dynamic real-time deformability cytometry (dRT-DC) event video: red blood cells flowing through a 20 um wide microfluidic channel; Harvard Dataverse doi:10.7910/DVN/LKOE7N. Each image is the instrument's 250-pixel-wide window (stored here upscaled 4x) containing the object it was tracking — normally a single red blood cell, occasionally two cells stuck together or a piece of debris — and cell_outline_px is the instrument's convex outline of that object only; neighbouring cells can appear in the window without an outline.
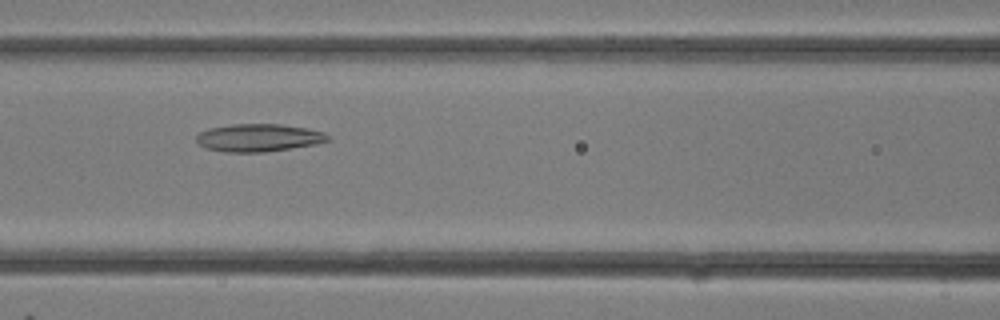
{"species": "common noctule bat (a hibernating species)", "species_latin": "Nyctalus noctula", "temperature_condition": "room temperature", "stored_images_in_passage": 32, "camera_frame_rate_fps": 3000, "um_per_image_px": 0.085, "animal": {"sex": "female"}, "frame": {"image": 1, "passage_image": 14, "time_ms": 4.333, "image_size_px": [1000, 320], "cell_outline_px": [[332, 140], [316, 144], [264, 152], [224, 152], [204, 148], [196, 140], [196, 136], [200, 132], [208, 128], [232, 124], [280, 124], [308, 128], [324, 132], [332, 136]], "centroid_in_image_um": [22.01, 11.7], "position_along_channel_um": 144.6, "area_um2": 21.44}}
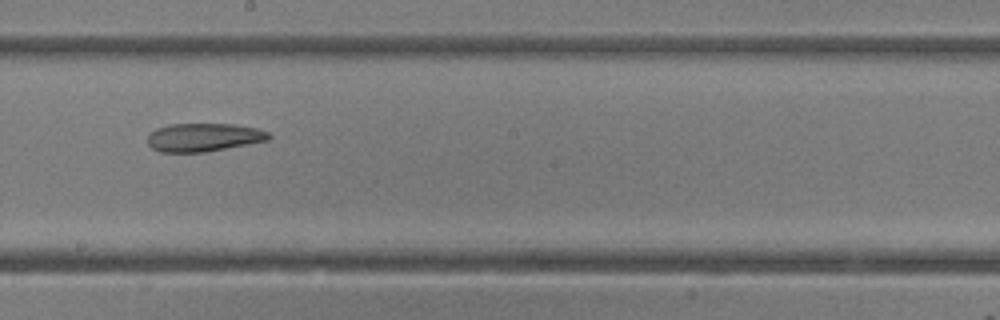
{"frame": {"image": 2, "passage_image": 18, "time_ms": 5.667, "image_size_px": [1000, 320], "cell_outline_px": [[272, 136], [268, 140], [204, 152], [160, 152], [152, 148], [148, 144], [148, 132], [156, 128], [168, 124], [236, 124], [256, 128], [268, 132]], "centroid_in_image_um": [17.27, 11.66], "position_along_channel_um": 230.9, "area_um2": 20.0}}
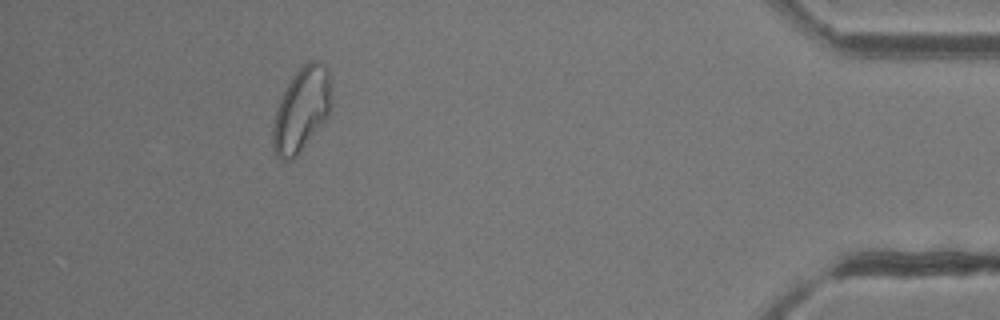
{"frame": {"image": 3, "passage_image": 29, "time_ms": 9.333, "image_size_px": [1000, 320], "cell_outline_px": [[332, 104], [328, 116], [296, 156], [292, 160], [284, 160], [276, 156], [272, 144], [272, 128], [276, 112], [280, 100], [292, 76], [308, 60], [320, 60], [328, 68], [332, 84]], "centroid_in_image_um": [25.66, 9.27], "position_along_channel_um": 409.5, "area_um2": 28.78}}